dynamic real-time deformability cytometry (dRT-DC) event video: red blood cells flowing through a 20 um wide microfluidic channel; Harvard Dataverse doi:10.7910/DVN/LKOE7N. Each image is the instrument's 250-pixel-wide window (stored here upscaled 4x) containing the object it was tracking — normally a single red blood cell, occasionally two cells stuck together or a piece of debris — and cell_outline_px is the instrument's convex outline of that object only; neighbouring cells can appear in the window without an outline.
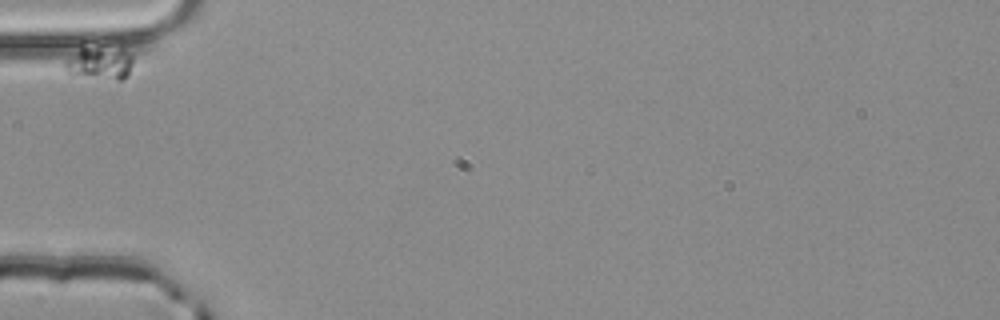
{"species": "common noctule bat (a hibernating species)", "species_latin": "Nyctalus noctula", "temperature_condition": "room temperature", "stored_images_in_passage": 5, "camera_frame_rate_fps": 3000, "um_per_image_px": 0.085, "animal": {"sex": "male", "body_mass_g": 20.4}, "frame": {"image": 1, "passage_image": 1, "time_ms": 0.0, "image_size_px": [1000, 320], "cell_outline_px": [[132, 64], [128, 76], [120, 80], [116, 80], [68, 76], [64, 68], [64, 60], [80, 40], [84, 40], [120, 48], [132, 56]], "centroid_in_image_um": [8.32, 5.24], "position_along_channel_um": 76.7, "area_um2": 15.09}}
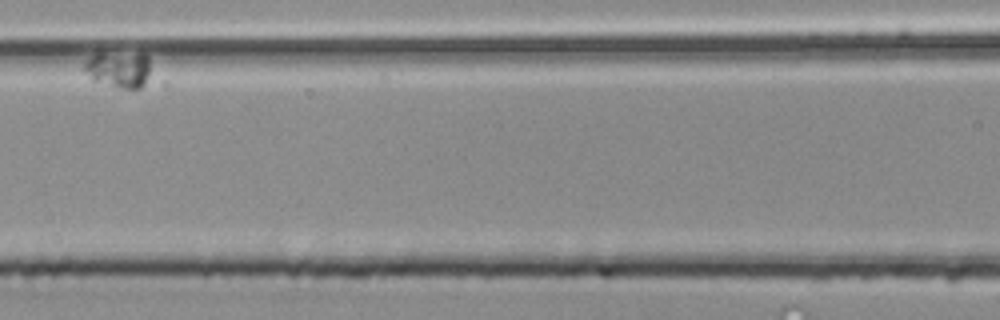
{"frame": {"image": 2, "passage_image": 4, "time_ms": 1.0, "image_size_px": [1000, 320], "cell_outline_px": [[148, 72], [144, 84], [140, 88], [120, 88], [92, 80], [84, 68], [84, 64], [92, 56], [100, 52], [144, 52], [148, 56]], "centroid_in_image_um": [10.09, 5.85], "position_along_channel_um": 156.5, "area_um2": 14.05}}